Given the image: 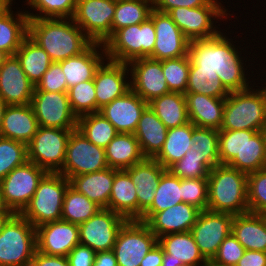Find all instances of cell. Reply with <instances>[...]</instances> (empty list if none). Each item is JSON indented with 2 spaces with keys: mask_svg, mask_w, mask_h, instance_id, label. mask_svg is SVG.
I'll use <instances>...</instances> for the list:
<instances>
[{
  "mask_svg": "<svg viewBox=\"0 0 266 266\" xmlns=\"http://www.w3.org/2000/svg\"><path fill=\"white\" fill-rule=\"evenodd\" d=\"M226 35V32H220L213 38L190 41V66L217 73L229 92L248 89L251 87V81L248 80L250 76L247 77L249 67L244 68L246 63L243 62L242 52L238 50L241 46H235L233 39Z\"/></svg>",
  "mask_w": 266,
  "mask_h": 266,
  "instance_id": "obj_1",
  "label": "cell"
},
{
  "mask_svg": "<svg viewBox=\"0 0 266 266\" xmlns=\"http://www.w3.org/2000/svg\"><path fill=\"white\" fill-rule=\"evenodd\" d=\"M28 36L52 62L79 55L93 43L72 18H29Z\"/></svg>",
  "mask_w": 266,
  "mask_h": 266,
  "instance_id": "obj_2",
  "label": "cell"
},
{
  "mask_svg": "<svg viewBox=\"0 0 266 266\" xmlns=\"http://www.w3.org/2000/svg\"><path fill=\"white\" fill-rule=\"evenodd\" d=\"M247 174L228 165H216L208 175L207 210L232 214L249 212Z\"/></svg>",
  "mask_w": 266,
  "mask_h": 266,
  "instance_id": "obj_3",
  "label": "cell"
},
{
  "mask_svg": "<svg viewBox=\"0 0 266 266\" xmlns=\"http://www.w3.org/2000/svg\"><path fill=\"white\" fill-rule=\"evenodd\" d=\"M220 130H266V86L230 92Z\"/></svg>",
  "mask_w": 266,
  "mask_h": 266,
  "instance_id": "obj_4",
  "label": "cell"
},
{
  "mask_svg": "<svg viewBox=\"0 0 266 266\" xmlns=\"http://www.w3.org/2000/svg\"><path fill=\"white\" fill-rule=\"evenodd\" d=\"M153 21H146L117 30L103 45L108 60L126 63L150 57L155 46Z\"/></svg>",
  "mask_w": 266,
  "mask_h": 266,
  "instance_id": "obj_5",
  "label": "cell"
},
{
  "mask_svg": "<svg viewBox=\"0 0 266 266\" xmlns=\"http://www.w3.org/2000/svg\"><path fill=\"white\" fill-rule=\"evenodd\" d=\"M69 186L70 181L64 175L48 172L20 214L35 228L61 220L64 196Z\"/></svg>",
  "mask_w": 266,
  "mask_h": 266,
  "instance_id": "obj_6",
  "label": "cell"
},
{
  "mask_svg": "<svg viewBox=\"0 0 266 266\" xmlns=\"http://www.w3.org/2000/svg\"><path fill=\"white\" fill-rule=\"evenodd\" d=\"M36 250V228L14 214L0 233V266H29Z\"/></svg>",
  "mask_w": 266,
  "mask_h": 266,
  "instance_id": "obj_7",
  "label": "cell"
},
{
  "mask_svg": "<svg viewBox=\"0 0 266 266\" xmlns=\"http://www.w3.org/2000/svg\"><path fill=\"white\" fill-rule=\"evenodd\" d=\"M219 2L218 0H211L206 6L173 8L168 12V15L190 41L213 38L221 32L216 26L218 21L215 19L224 21L230 15L224 8L225 6Z\"/></svg>",
  "mask_w": 266,
  "mask_h": 266,
  "instance_id": "obj_8",
  "label": "cell"
},
{
  "mask_svg": "<svg viewBox=\"0 0 266 266\" xmlns=\"http://www.w3.org/2000/svg\"><path fill=\"white\" fill-rule=\"evenodd\" d=\"M73 130L39 126L27 145L28 161L50 173H58L65 160L67 142Z\"/></svg>",
  "mask_w": 266,
  "mask_h": 266,
  "instance_id": "obj_9",
  "label": "cell"
},
{
  "mask_svg": "<svg viewBox=\"0 0 266 266\" xmlns=\"http://www.w3.org/2000/svg\"><path fill=\"white\" fill-rule=\"evenodd\" d=\"M158 243V238L145 222L127 220L118 232L113 246L118 266H140L147 253Z\"/></svg>",
  "mask_w": 266,
  "mask_h": 266,
  "instance_id": "obj_10",
  "label": "cell"
},
{
  "mask_svg": "<svg viewBox=\"0 0 266 266\" xmlns=\"http://www.w3.org/2000/svg\"><path fill=\"white\" fill-rule=\"evenodd\" d=\"M47 173L30 161L14 168L0 181L5 206L15 214H20L29 204L39 182Z\"/></svg>",
  "mask_w": 266,
  "mask_h": 266,
  "instance_id": "obj_11",
  "label": "cell"
},
{
  "mask_svg": "<svg viewBox=\"0 0 266 266\" xmlns=\"http://www.w3.org/2000/svg\"><path fill=\"white\" fill-rule=\"evenodd\" d=\"M107 167L105 148L91 143L79 130H73L67 142L64 165L58 173L70 180Z\"/></svg>",
  "mask_w": 266,
  "mask_h": 266,
  "instance_id": "obj_12",
  "label": "cell"
},
{
  "mask_svg": "<svg viewBox=\"0 0 266 266\" xmlns=\"http://www.w3.org/2000/svg\"><path fill=\"white\" fill-rule=\"evenodd\" d=\"M115 0H77L73 21L95 43L111 37Z\"/></svg>",
  "mask_w": 266,
  "mask_h": 266,
  "instance_id": "obj_13",
  "label": "cell"
},
{
  "mask_svg": "<svg viewBox=\"0 0 266 266\" xmlns=\"http://www.w3.org/2000/svg\"><path fill=\"white\" fill-rule=\"evenodd\" d=\"M31 105L38 126L77 129L78 118L71 109L67 92L34 91Z\"/></svg>",
  "mask_w": 266,
  "mask_h": 266,
  "instance_id": "obj_14",
  "label": "cell"
},
{
  "mask_svg": "<svg viewBox=\"0 0 266 266\" xmlns=\"http://www.w3.org/2000/svg\"><path fill=\"white\" fill-rule=\"evenodd\" d=\"M234 216L228 213L203 210L191 228L195 243L203 257L210 263L221 243L232 232Z\"/></svg>",
  "mask_w": 266,
  "mask_h": 266,
  "instance_id": "obj_15",
  "label": "cell"
},
{
  "mask_svg": "<svg viewBox=\"0 0 266 266\" xmlns=\"http://www.w3.org/2000/svg\"><path fill=\"white\" fill-rule=\"evenodd\" d=\"M126 221L120 214L108 208H101L86 222L78 225L80 244L95 252L112 250L118 232Z\"/></svg>",
  "mask_w": 266,
  "mask_h": 266,
  "instance_id": "obj_16",
  "label": "cell"
},
{
  "mask_svg": "<svg viewBox=\"0 0 266 266\" xmlns=\"http://www.w3.org/2000/svg\"><path fill=\"white\" fill-rule=\"evenodd\" d=\"M149 18L153 21L156 31L155 46L150 58L162 61L188 55L190 40L168 13L153 9Z\"/></svg>",
  "mask_w": 266,
  "mask_h": 266,
  "instance_id": "obj_17",
  "label": "cell"
},
{
  "mask_svg": "<svg viewBox=\"0 0 266 266\" xmlns=\"http://www.w3.org/2000/svg\"><path fill=\"white\" fill-rule=\"evenodd\" d=\"M131 90L147 103L170 93L162 71V61L150 57L139 58L128 63Z\"/></svg>",
  "mask_w": 266,
  "mask_h": 266,
  "instance_id": "obj_18",
  "label": "cell"
},
{
  "mask_svg": "<svg viewBox=\"0 0 266 266\" xmlns=\"http://www.w3.org/2000/svg\"><path fill=\"white\" fill-rule=\"evenodd\" d=\"M36 242L41 253L67 257L80 243L79 226L62 219L44 223L36 227Z\"/></svg>",
  "mask_w": 266,
  "mask_h": 266,
  "instance_id": "obj_19",
  "label": "cell"
},
{
  "mask_svg": "<svg viewBox=\"0 0 266 266\" xmlns=\"http://www.w3.org/2000/svg\"><path fill=\"white\" fill-rule=\"evenodd\" d=\"M129 72V67L126 63H119L106 59V61L100 65L93 79L95 84L97 112H99L103 106L109 104L116 98L124 96L131 90L130 80H128L130 76Z\"/></svg>",
  "mask_w": 266,
  "mask_h": 266,
  "instance_id": "obj_20",
  "label": "cell"
},
{
  "mask_svg": "<svg viewBox=\"0 0 266 266\" xmlns=\"http://www.w3.org/2000/svg\"><path fill=\"white\" fill-rule=\"evenodd\" d=\"M35 85L28 79L16 55L0 67V97L6 105L31 104Z\"/></svg>",
  "mask_w": 266,
  "mask_h": 266,
  "instance_id": "obj_21",
  "label": "cell"
},
{
  "mask_svg": "<svg viewBox=\"0 0 266 266\" xmlns=\"http://www.w3.org/2000/svg\"><path fill=\"white\" fill-rule=\"evenodd\" d=\"M148 107L137 93L129 90L124 96L114 99L103 106L101 113L118 133H135L143 111Z\"/></svg>",
  "mask_w": 266,
  "mask_h": 266,
  "instance_id": "obj_22",
  "label": "cell"
},
{
  "mask_svg": "<svg viewBox=\"0 0 266 266\" xmlns=\"http://www.w3.org/2000/svg\"><path fill=\"white\" fill-rule=\"evenodd\" d=\"M201 210L197 207L180 202L163 211L154 213L145 223L157 237L166 234L191 231Z\"/></svg>",
  "mask_w": 266,
  "mask_h": 266,
  "instance_id": "obj_23",
  "label": "cell"
},
{
  "mask_svg": "<svg viewBox=\"0 0 266 266\" xmlns=\"http://www.w3.org/2000/svg\"><path fill=\"white\" fill-rule=\"evenodd\" d=\"M166 170L154 158H144L125 170L130 175L132 183L136 186L138 220L151 207L155 189Z\"/></svg>",
  "mask_w": 266,
  "mask_h": 266,
  "instance_id": "obj_24",
  "label": "cell"
},
{
  "mask_svg": "<svg viewBox=\"0 0 266 266\" xmlns=\"http://www.w3.org/2000/svg\"><path fill=\"white\" fill-rule=\"evenodd\" d=\"M38 127L31 104L7 105L3 114L0 137L28 145Z\"/></svg>",
  "mask_w": 266,
  "mask_h": 266,
  "instance_id": "obj_25",
  "label": "cell"
},
{
  "mask_svg": "<svg viewBox=\"0 0 266 266\" xmlns=\"http://www.w3.org/2000/svg\"><path fill=\"white\" fill-rule=\"evenodd\" d=\"M106 59L104 45L93 42L79 55L60 61L68 88L80 82L94 79L96 70Z\"/></svg>",
  "mask_w": 266,
  "mask_h": 266,
  "instance_id": "obj_26",
  "label": "cell"
},
{
  "mask_svg": "<svg viewBox=\"0 0 266 266\" xmlns=\"http://www.w3.org/2000/svg\"><path fill=\"white\" fill-rule=\"evenodd\" d=\"M163 248L162 260H174L179 266H206L209 262L203 257L190 231L166 234L158 238Z\"/></svg>",
  "mask_w": 266,
  "mask_h": 266,
  "instance_id": "obj_27",
  "label": "cell"
},
{
  "mask_svg": "<svg viewBox=\"0 0 266 266\" xmlns=\"http://www.w3.org/2000/svg\"><path fill=\"white\" fill-rule=\"evenodd\" d=\"M189 122L196 127L220 130L223 123L225 98L199 93H185Z\"/></svg>",
  "mask_w": 266,
  "mask_h": 266,
  "instance_id": "obj_28",
  "label": "cell"
},
{
  "mask_svg": "<svg viewBox=\"0 0 266 266\" xmlns=\"http://www.w3.org/2000/svg\"><path fill=\"white\" fill-rule=\"evenodd\" d=\"M114 175L115 169L107 167L93 173L76 175L69 181L72 188L85 195L100 208H108Z\"/></svg>",
  "mask_w": 266,
  "mask_h": 266,
  "instance_id": "obj_29",
  "label": "cell"
},
{
  "mask_svg": "<svg viewBox=\"0 0 266 266\" xmlns=\"http://www.w3.org/2000/svg\"><path fill=\"white\" fill-rule=\"evenodd\" d=\"M231 233L245 250L266 252V215L251 212L235 215Z\"/></svg>",
  "mask_w": 266,
  "mask_h": 266,
  "instance_id": "obj_30",
  "label": "cell"
},
{
  "mask_svg": "<svg viewBox=\"0 0 266 266\" xmlns=\"http://www.w3.org/2000/svg\"><path fill=\"white\" fill-rule=\"evenodd\" d=\"M168 128L148 106L142 113L135 137L145 158H155L162 150Z\"/></svg>",
  "mask_w": 266,
  "mask_h": 266,
  "instance_id": "obj_31",
  "label": "cell"
},
{
  "mask_svg": "<svg viewBox=\"0 0 266 266\" xmlns=\"http://www.w3.org/2000/svg\"><path fill=\"white\" fill-rule=\"evenodd\" d=\"M12 4L10 2L0 12V49L9 55H15L24 39L28 36L29 23L25 10H19L13 14Z\"/></svg>",
  "mask_w": 266,
  "mask_h": 266,
  "instance_id": "obj_32",
  "label": "cell"
},
{
  "mask_svg": "<svg viewBox=\"0 0 266 266\" xmlns=\"http://www.w3.org/2000/svg\"><path fill=\"white\" fill-rule=\"evenodd\" d=\"M266 130H244V147L240 154L228 164L245 174L265 168Z\"/></svg>",
  "mask_w": 266,
  "mask_h": 266,
  "instance_id": "obj_33",
  "label": "cell"
},
{
  "mask_svg": "<svg viewBox=\"0 0 266 266\" xmlns=\"http://www.w3.org/2000/svg\"><path fill=\"white\" fill-rule=\"evenodd\" d=\"M136 186L125 170H116L110 193L108 209L125 217L138 220V199Z\"/></svg>",
  "mask_w": 266,
  "mask_h": 266,
  "instance_id": "obj_34",
  "label": "cell"
},
{
  "mask_svg": "<svg viewBox=\"0 0 266 266\" xmlns=\"http://www.w3.org/2000/svg\"><path fill=\"white\" fill-rule=\"evenodd\" d=\"M105 155L108 167L116 170H126L145 158L132 133H118L105 147Z\"/></svg>",
  "mask_w": 266,
  "mask_h": 266,
  "instance_id": "obj_35",
  "label": "cell"
},
{
  "mask_svg": "<svg viewBox=\"0 0 266 266\" xmlns=\"http://www.w3.org/2000/svg\"><path fill=\"white\" fill-rule=\"evenodd\" d=\"M148 106L170 129L189 122L186 99L183 93L170 92L148 102Z\"/></svg>",
  "mask_w": 266,
  "mask_h": 266,
  "instance_id": "obj_36",
  "label": "cell"
},
{
  "mask_svg": "<svg viewBox=\"0 0 266 266\" xmlns=\"http://www.w3.org/2000/svg\"><path fill=\"white\" fill-rule=\"evenodd\" d=\"M192 122L167 130L166 140L162 150L154 158L164 168L168 169L175 162L181 160L192 146Z\"/></svg>",
  "mask_w": 266,
  "mask_h": 266,
  "instance_id": "obj_37",
  "label": "cell"
},
{
  "mask_svg": "<svg viewBox=\"0 0 266 266\" xmlns=\"http://www.w3.org/2000/svg\"><path fill=\"white\" fill-rule=\"evenodd\" d=\"M15 55L28 79L36 85L48 70L52 61L47 52L27 36Z\"/></svg>",
  "mask_w": 266,
  "mask_h": 266,
  "instance_id": "obj_38",
  "label": "cell"
},
{
  "mask_svg": "<svg viewBox=\"0 0 266 266\" xmlns=\"http://www.w3.org/2000/svg\"><path fill=\"white\" fill-rule=\"evenodd\" d=\"M182 202V179L168 169L162 174L155 189L151 207L139 221L146 222L154 213L163 211Z\"/></svg>",
  "mask_w": 266,
  "mask_h": 266,
  "instance_id": "obj_39",
  "label": "cell"
},
{
  "mask_svg": "<svg viewBox=\"0 0 266 266\" xmlns=\"http://www.w3.org/2000/svg\"><path fill=\"white\" fill-rule=\"evenodd\" d=\"M153 10V0L116 2L111 36L119 29L146 21Z\"/></svg>",
  "mask_w": 266,
  "mask_h": 266,
  "instance_id": "obj_40",
  "label": "cell"
},
{
  "mask_svg": "<svg viewBox=\"0 0 266 266\" xmlns=\"http://www.w3.org/2000/svg\"><path fill=\"white\" fill-rule=\"evenodd\" d=\"M77 130L91 143L103 148L118 134L115 127L99 112L79 117Z\"/></svg>",
  "mask_w": 266,
  "mask_h": 266,
  "instance_id": "obj_41",
  "label": "cell"
},
{
  "mask_svg": "<svg viewBox=\"0 0 266 266\" xmlns=\"http://www.w3.org/2000/svg\"><path fill=\"white\" fill-rule=\"evenodd\" d=\"M100 209L85 195L69 186L64 196L61 219L79 225L90 219Z\"/></svg>",
  "mask_w": 266,
  "mask_h": 266,
  "instance_id": "obj_42",
  "label": "cell"
},
{
  "mask_svg": "<svg viewBox=\"0 0 266 266\" xmlns=\"http://www.w3.org/2000/svg\"><path fill=\"white\" fill-rule=\"evenodd\" d=\"M186 93H199L215 98H226L230 92L221 83L217 73L199 70V66H190Z\"/></svg>",
  "mask_w": 266,
  "mask_h": 266,
  "instance_id": "obj_43",
  "label": "cell"
},
{
  "mask_svg": "<svg viewBox=\"0 0 266 266\" xmlns=\"http://www.w3.org/2000/svg\"><path fill=\"white\" fill-rule=\"evenodd\" d=\"M219 164V158H201L193 149H190L168 170L180 179L208 178L209 171Z\"/></svg>",
  "mask_w": 266,
  "mask_h": 266,
  "instance_id": "obj_44",
  "label": "cell"
},
{
  "mask_svg": "<svg viewBox=\"0 0 266 266\" xmlns=\"http://www.w3.org/2000/svg\"><path fill=\"white\" fill-rule=\"evenodd\" d=\"M71 109L77 118L97 112L94 80L80 82L68 88Z\"/></svg>",
  "mask_w": 266,
  "mask_h": 266,
  "instance_id": "obj_45",
  "label": "cell"
},
{
  "mask_svg": "<svg viewBox=\"0 0 266 266\" xmlns=\"http://www.w3.org/2000/svg\"><path fill=\"white\" fill-rule=\"evenodd\" d=\"M26 5L30 6L37 13L25 10L28 18H73L77 0H27Z\"/></svg>",
  "mask_w": 266,
  "mask_h": 266,
  "instance_id": "obj_46",
  "label": "cell"
},
{
  "mask_svg": "<svg viewBox=\"0 0 266 266\" xmlns=\"http://www.w3.org/2000/svg\"><path fill=\"white\" fill-rule=\"evenodd\" d=\"M28 161L27 145L0 137V181L14 168Z\"/></svg>",
  "mask_w": 266,
  "mask_h": 266,
  "instance_id": "obj_47",
  "label": "cell"
},
{
  "mask_svg": "<svg viewBox=\"0 0 266 266\" xmlns=\"http://www.w3.org/2000/svg\"><path fill=\"white\" fill-rule=\"evenodd\" d=\"M189 68V54L184 57L162 60V71L170 92L186 93Z\"/></svg>",
  "mask_w": 266,
  "mask_h": 266,
  "instance_id": "obj_48",
  "label": "cell"
},
{
  "mask_svg": "<svg viewBox=\"0 0 266 266\" xmlns=\"http://www.w3.org/2000/svg\"><path fill=\"white\" fill-rule=\"evenodd\" d=\"M249 212L266 215V168L247 176Z\"/></svg>",
  "mask_w": 266,
  "mask_h": 266,
  "instance_id": "obj_49",
  "label": "cell"
},
{
  "mask_svg": "<svg viewBox=\"0 0 266 266\" xmlns=\"http://www.w3.org/2000/svg\"><path fill=\"white\" fill-rule=\"evenodd\" d=\"M192 146L201 158H219L218 130L194 127L192 130Z\"/></svg>",
  "mask_w": 266,
  "mask_h": 266,
  "instance_id": "obj_50",
  "label": "cell"
},
{
  "mask_svg": "<svg viewBox=\"0 0 266 266\" xmlns=\"http://www.w3.org/2000/svg\"><path fill=\"white\" fill-rule=\"evenodd\" d=\"M244 147V130H219L218 148L220 164L228 165Z\"/></svg>",
  "mask_w": 266,
  "mask_h": 266,
  "instance_id": "obj_51",
  "label": "cell"
},
{
  "mask_svg": "<svg viewBox=\"0 0 266 266\" xmlns=\"http://www.w3.org/2000/svg\"><path fill=\"white\" fill-rule=\"evenodd\" d=\"M182 202L207 210L208 178L182 179Z\"/></svg>",
  "mask_w": 266,
  "mask_h": 266,
  "instance_id": "obj_52",
  "label": "cell"
},
{
  "mask_svg": "<svg viewBox=\"0 0 266 266\" xmlns=\"http://www.w3.org/2000/svg\"><path fill=\"white\" fill-rule=\"evenodd\" d=\"M245 248L230 233L221 243L219 250L210 264L212 266H236L243 257Z\"/></svg>",
  "mask_w": 266,
  "mask_h": 266,
  "instance_id": "obj_53",
  "label": "cell"
},
{
  "mask_svg": "<svg viewBox=\"0 0 266 266\" xmlns=\"http://www.w3.org/2000/svg\"><path fill=\"white\" fill-rule=\"evenodd\" d=\"M34 91L68 92L65 74L59 62H52L42 79L36 83Z\"/></svg>",
  "mask_w": 266,
  "mask_h": 266,
  "instance_id": "obj_54",
  "label": "cell"
},
{
  "mask_svg": "<svg viewBox=\"0 0 266 266\" xmlns=\"http://www.w3.org/2000/svg\"><path fill=\"white\" fill-rule=\"evenodd\" d=\"M96 252L90 247L77 244L67 255L69 266H93Z\"/></svg>",
  "mask_w": 266,
  "mask_h": 266,
  "instance_id": "obj_55",
  "label": "cell"
},
{
  "mask_svg": "<svg viewBox=\"0 0 266 266\" xmlns=\"http://www.w3.org/2000/svg\"><path fill=\"white\" fill-rule=\"evenodd\" d=\"M211 0H153V9L168 13L177 7L195 8L206 6Z\"/></svg>",
  "mask_w": 266,
  "mask_h": 266,
  "instance_id": "obj_56",
  "label": "cell"
},
{
  "mask_svg": "<svg viewBox=\"0 0 266 266\" xmlns=\"http://www.w3.org/2000/svg\"><path fill=\"white\" fill-rule=\"evenodd\" d=\"M29 266H69L67 257L54 256L35 251Z\"/></svg>",
  "mask_w": 266,
  "mask_h": 266,
  "instance_id": "obj_57",
  "label": "cell"
},
{
  "mask_svg": "<svg viewBox=\"0 0 266 266\" xmlns=\"http://www.w3.org/2000/svg\"><path fill=\"white\" fill-rule=\"evenodd\" d=\"M236 266H266V252L245 250Z\"/></svg>",
  "mask_w": 266,
  "mask_h": 266,
  "instance_id": "obj_58",
  "label": "cell"
},
{
  "mask_svg": "<svg viewBox=\"0 0 266 266\" xmlns=\"http://www.w3.org/2000/svg\"><path fill=\"white\" fill-rule=\"evenodd\" d=\"M163 254V248L157 243L156 246L147 253L140 266H161Z\"/></svg>",
  "mask_w": 266,
  "mask_h": 266,
  "instance_id": "obj_59",
  "label": "cell"
},
{
  "mask_svg": "<svg viewBox=\"0 0 266 266\" xmlns=\"http://www.w3.org/2000/svg\"><path fill=\"white\" fill-rule=\"evenodd\" d=\"M93 266H118L113 250L96 252Z\"/></svg>",
  "mask_w": 266,
  "mask_h": 266,
  "instance_id": "obj_60",
  "label": "cell"
},
{
  "mask_svg": "<svg viewBox=\"0 0 266 266\" xmlns=\"http://www.w3.org/2000/svg\"><path fill=\"white\" fill-rule=\"evenodd\" d=\"M15 213L12 210H2L0 211V233L3 230L5 224Z\"/></svg>",
  "mask_w": 266,
  "mask_h": 266,
  "instance_id": "obj_61",
  "label": "cell"
},
{
  "mask_svg": "<svg viewBox=\"0 0 266 266\" xmlns=\"http://www.w3.org/2000/svg\"><path fill=\"white\" fill-rule=\"evenodd\" d=\"M6 106L7 105L5 104V102L0 97V128H1V125H2L3 114H4Z\"/></svg>",
  "mask_w": 266,
  "mask_h": 266,
  "instance_id": "obj_62",
  "label": "cell"
},
{
  "mask_svg": "<svg viewBox=\"0 0 266 266\" xmlns=\"http://www.w3.org/2000/svg\"><path fill=\"white\" fill-rule=\"evenodd\" d=\"M9 56L10 55L8 53L0 49V67L4 64Z\"/></svg>",
  "mask_w": 266,
  "mask_h": 266,
  "instance_id": "obj_63",
  "label": "cell"
},
{
  "mask_svg": "<svg viewBox=\"0 0 266 266\" xmlns=\"http://www.w3.org/2000/svg\"><path fill=\"white\" fill-rule=\"evenodd\" d=\"M161 266H179V263L174 260H162Z\"/></svg>",
  "mask_w": 266,
  "mask_h": 266,
  "instance_id": "obj_64",
  "label": "cell"
},
{
  "mask_svg": "<svg viewBox=\"0 0 266 266\" xmlns=\"http://www.w3.org/2000/svg\"><path fill=\"white\" fill-rule=\"evenodd\" d=\"M2 210H10V209H8L4 204V201L2 198V191H1V187H0V211H2Z\"/></svg>",
  "mask_w": 266,
  "mask_h": 266,
  "instance_id": "obj_65",
  "label": "cell"
},
{
  "mask_svg": "<svg viewBox=\"0 0 266 266\" xmlns=\"http://www.w3.org/2000/svg\"><path fill=\"white\" fill-rule=\"evenodd\" d=\"M12 1L14 0H0V12Z\"/></svg>",
  "mask_w": 266,
  "mask_h": 266,
  "instance_id": "obj_66",
  "label": "cell"
},
{
  "mask_svg": "<svg viewBox=\"0 0 266 266\" xmlns=\"http://www.w3.org/2000/svg\"><path fill=\"white\" fill-rule=\"evenodd\" d=\"M116 2L131 1V0H115Z\"/></svg>",
  "mask_w": 266,
  "mask_h": 266,
  "instance_id": "obj_67",
  "label": "cell"
}]
</instances>
